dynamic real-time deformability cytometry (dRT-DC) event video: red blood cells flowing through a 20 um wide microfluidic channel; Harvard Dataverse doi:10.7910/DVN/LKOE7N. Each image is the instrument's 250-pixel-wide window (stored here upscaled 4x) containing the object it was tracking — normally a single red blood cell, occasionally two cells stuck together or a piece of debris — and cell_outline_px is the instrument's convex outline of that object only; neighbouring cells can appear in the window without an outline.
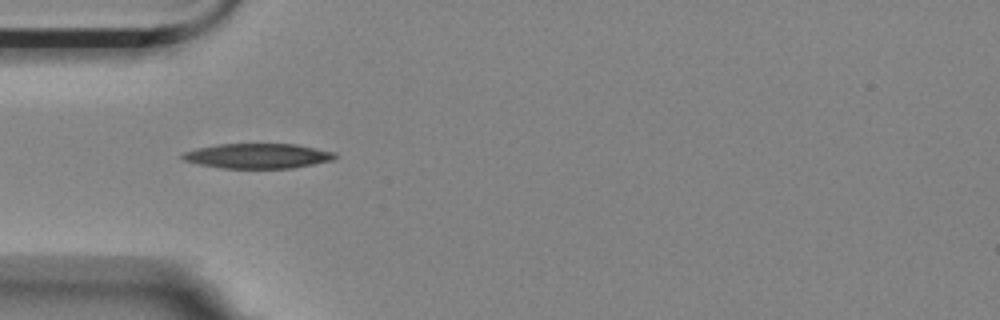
{"species": "Egyptian fruit bat (a non-hibernating species)", "species_latin": "Rousettus aegyptiacus", "temperature_condition": "room temperature", "stored_images_in_passage": 2, "camera_frame_rate_fps": 3000, "um_per_image_px": 0.085, "animal": {"sex": "female"}, "frame": {"image": 1, "passage_image": 1, "time_ms": 0.0, "image_size_px": [1000, 320], "cell_outline_px": [[336, 156], [332, 160], [292, 168], [224, 168], [200, 164], [184, 160], [180, 156], [184, 152], [196, 148], [216, 144], [296, 144], [336, 152]], "centroid_in_image_um": [21.9, 13.24], "position_along_channel_um": 63.1, "area_um2": 22.02}}
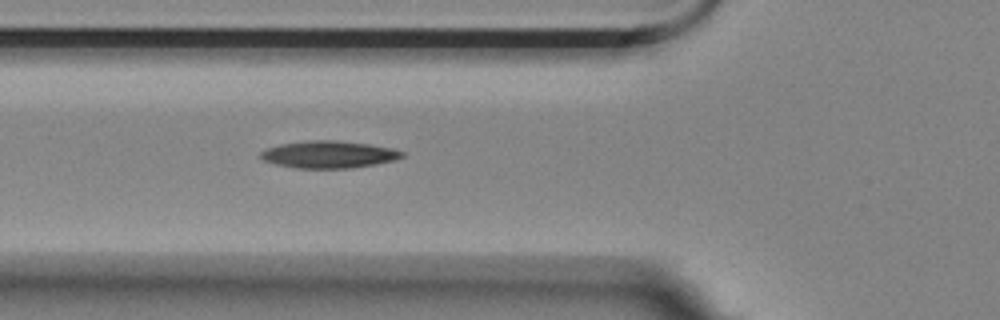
{"frame": {"image": 2, "passage_image": 2, "time_ms": 0.333, "image_size_px": [1000, 320], "cell_outline_px": [[404, 156], [396, 160], [352, 168], [296, 168], [276, 164], [264, 160], [260, 156], [260, 152], [268, 148], [280, 144], [308, 140], [336, 140], [368, 144], [392, 148], [404, 152]], "centroid_in_image_um": [27.96, 13.13], "position_along_channel_um": 97.8, "area_um2": 22.31}}